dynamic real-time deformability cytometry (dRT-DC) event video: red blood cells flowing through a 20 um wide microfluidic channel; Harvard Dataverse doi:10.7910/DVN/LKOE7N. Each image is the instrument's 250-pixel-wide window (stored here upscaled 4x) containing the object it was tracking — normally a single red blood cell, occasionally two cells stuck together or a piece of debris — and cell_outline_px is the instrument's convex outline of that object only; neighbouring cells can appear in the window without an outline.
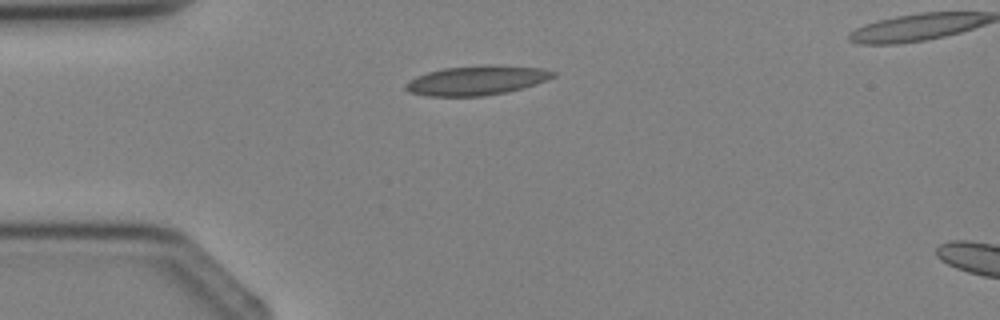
{"species": "Egyptian fruit bat (a non-hibernating species)", "species_latin": "Rousettus aegyptiacus", "temperature_condition": "cold", "stored_images_in_passage": 2, "camera_frame_rate_fps": 3000, "um_per_image_px": 0.085, "animal": {"sex": "female"}, "frame": {"image": 1, "passage_image": 1, "time_ms": 0.0, "image_size_px": [1000, 320], "cell_outline_px": [[556, 76], [548, 80], [524, 88], [508, 92], [484, 96], [428, 96], [408, 92], [404, 88], [404, 84], [416, 76], [428, 72], [444, 68], [540, 68], [556, 72]], "centroid_in_image_um": [40.46, 6.9], "position_along_channel_um": 44.5, "area_um2": 24.1}}